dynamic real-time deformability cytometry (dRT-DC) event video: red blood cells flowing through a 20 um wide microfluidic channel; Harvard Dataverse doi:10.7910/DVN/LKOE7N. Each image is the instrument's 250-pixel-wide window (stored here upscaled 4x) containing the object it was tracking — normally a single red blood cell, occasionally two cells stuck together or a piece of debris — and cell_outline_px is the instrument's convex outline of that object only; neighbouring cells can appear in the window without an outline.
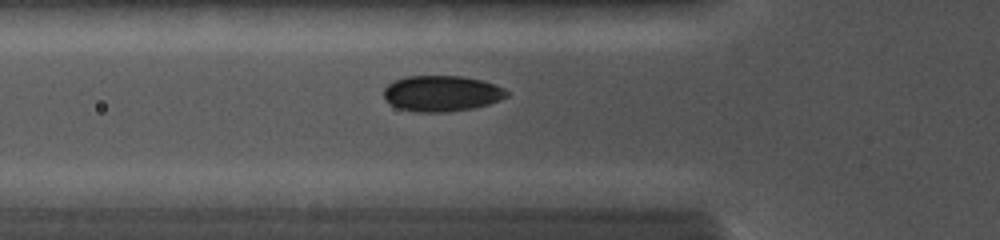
{"species": "common noctule bat (a hibernating species)", "species_latin": "Nyctalus noctula", "temperature_condition": "cold", "stored_images_in_passage": 11, "camera_frame_rate_fps": 5000, "um_per_image_px": 0.085, "animal": {"sex": "female", "body_mass_g": 19.0, "forearm_length_mm": 56.7}, "frame": {"image": 1, "passage_image": 8, "time_ms": 4.2, "image_size_px": [1000, 240], "cell_outline_px": [[508, 96], [500, 100], [488, 104], [472, 108], [444, 112], [416, 112], [396, 108], [384, 96], [384, 88], [388, 84], [396, 80], [408, 76], [460, 76], [484, 80], [496, 84], [504, 88], [508, 92]], "centroid_in_image_um": [37.57, 7.94], "position_along_channel_um": 88.2, "area_um2": 25.66}}
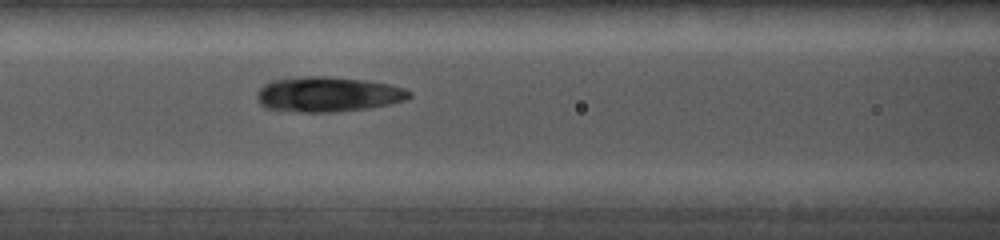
{"frame": {"image": 2, "passage_image": 10, "time_ms": 5.4, "image_size_px": [1000, 240], "cell_outline_px": [[412, 96], [404, 100], [372, 108], [336, 112], [280, 112], [264, 108], [256, 100], [256, 92], [264, 84], [272, 80], [304, 76], [328, 76], [368, 80], [388, 84], [404, 88], [412, 92]], "centroid_in_image_um": [27.82, 8.03], "position_along_channel_um": 138.8, "area_um2": 31.79}}
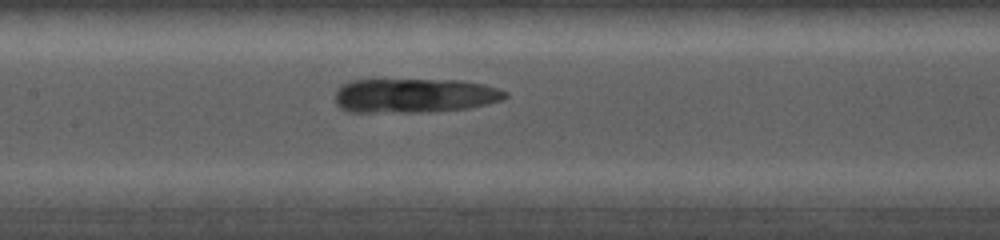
{"frame": {"image": 3, "passage_image": 11, "time_ms": 6.2, "image_size_px": [1000, 240], "cell_outline_px": [[508, 96], [504, 100], [488, 104], [468, 108], [436, 112], [348, 112], [340, 108], [336, 104], [336, 88], [352, 80], [460, 80], [484, 84], [508, 92]], "centroid_in_image_um": [35.25, 8.13], "position_along_channel_um": 172.1, "area_um2": 34.39}}